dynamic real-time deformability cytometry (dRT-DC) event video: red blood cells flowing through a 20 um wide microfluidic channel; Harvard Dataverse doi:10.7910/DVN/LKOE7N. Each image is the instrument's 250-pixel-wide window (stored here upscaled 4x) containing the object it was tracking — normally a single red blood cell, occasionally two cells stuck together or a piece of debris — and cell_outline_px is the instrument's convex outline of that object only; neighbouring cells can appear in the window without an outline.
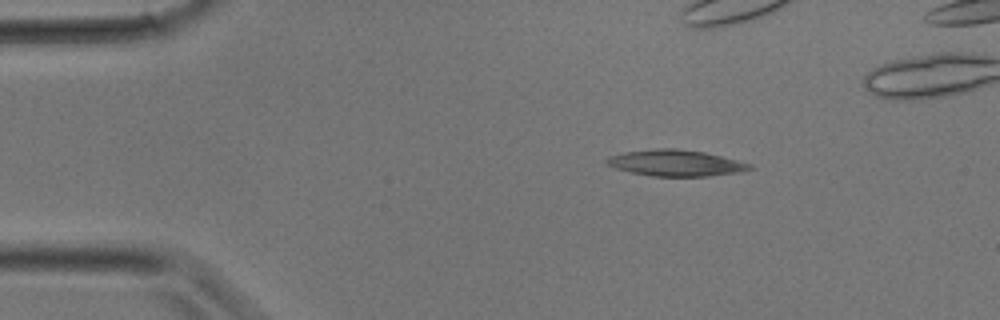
{"species": "common noctule bat (a hibernating species)", "species_latin": "Nyctalus noctula", "temperature_condition": "room temperature", "stored_images_in_passage": 27, "camera_frame_rate_fps": 3000, "um_per_image_px": 0.085, "animal": {"sex": "male", "body_mass_g": 17.9}, "frame": {"image": 1, "passage_image": 1, "time_ms": 0.0, "image_size_px": [1000, 320], "cell_outline_px": [[752, 168], [740, 172], [708, 176], [652, 176], [632, 172], [616, 168], [604, 164], [604, 160], [608, 156], [624, 152], [656, 148], [676, 148], [704, 152], [752, 164]], "centroid_in_image_um": [57.38, 13.85], "position_along_channel_um": 27.6, "area_um2": 21.79}}